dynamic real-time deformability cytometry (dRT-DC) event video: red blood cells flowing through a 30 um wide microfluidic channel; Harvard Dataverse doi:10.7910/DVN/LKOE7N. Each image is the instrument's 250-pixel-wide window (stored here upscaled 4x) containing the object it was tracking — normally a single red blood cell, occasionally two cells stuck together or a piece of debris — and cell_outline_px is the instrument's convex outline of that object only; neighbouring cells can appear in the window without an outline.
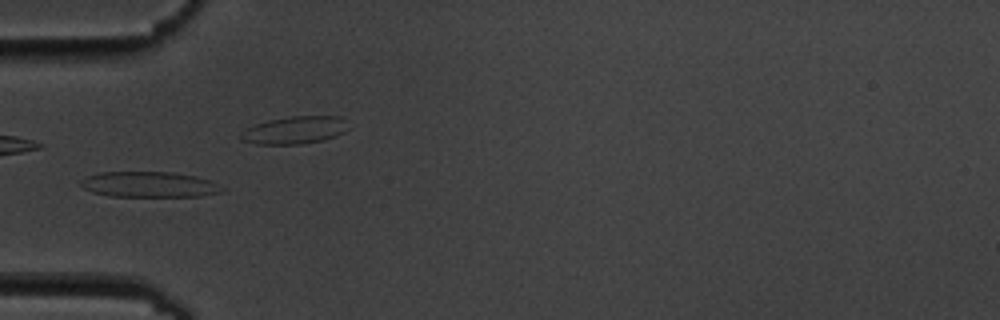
{"species": "common noctule bat (a hibernating species)", "species_latin": "Nyctalus noctula", "temperature_condition": "cold", "stored_images_in_passage": 10, "camera_frame_rate_fps": 3000, "um_per_image_px": 0.085, "animal": {"sex": "male", "body_mass_g": 19.5, "forearm_length_mm": 54.6}, "frame": {"image": 1, "passage_image": 6, "time_ms": 5.667, "image_size_px": [1000, 320], "cell_outline_px": [[228, 188], [224, 192], [200, 196], [108, 196], [92, 192], [84, 188], [80, 184], [80, 180], [88, 176], [100, 172], [172, 172], [196, 176], [208, 180]], "centroid_in_image_um": [12.72, 15.68], "position_along_channel_um": 72.3, "area_um2": 21.15}}
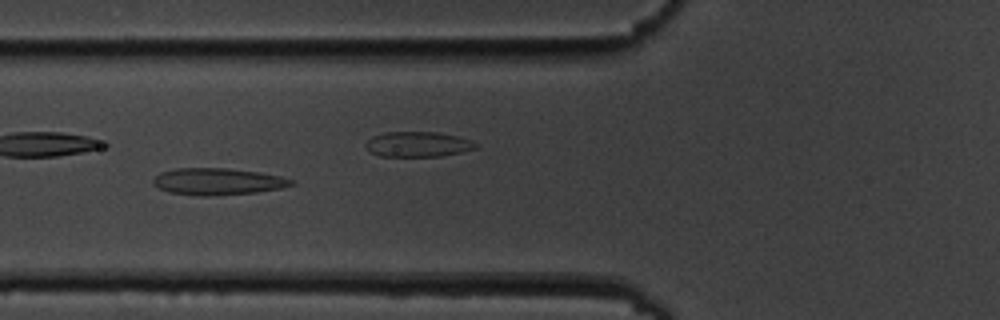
{"frame": {"image": 2, "passage_image": 7, "time_ms": 6.667, "image_size_px": [1000, 320], "cell_outline_px": [[296, 184], [280, 188], [256, 192], [208, 196], [196, 196], [172, 192], [160, 188], [152, 184], [152, 180], [160, 172], [176, 168], [228, 168], [260, 172], [280, 176], [296, 180]], "centroid_in_image_um": [18.53, 15.42], "position_along_channel_um": 107.3, "area_um2": 21.62}}
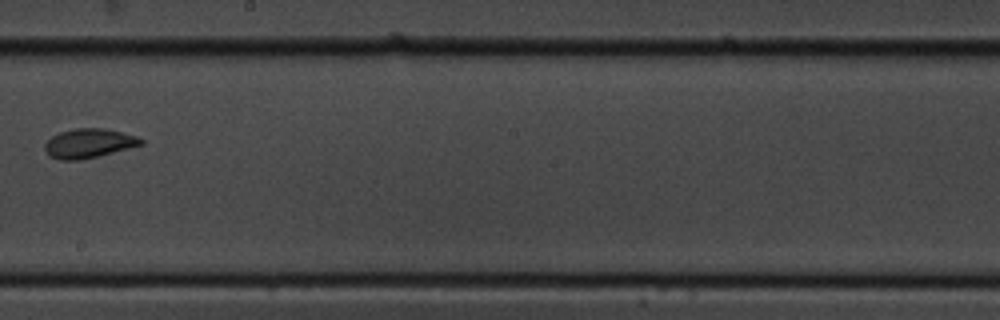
{"frame": {"image": 3, "passage_image": 10, "time_ms": 11.0, "image_size_px": [1000, 320], "cell_outline_px": [[144, 144], [96, 156], [76, 160], [60, 160], [48, 156], [44, 148], [44, 144], [52, 136], [60, 132], [76, 128], [104, 128], [136, 136], [144, 140]], "centroid_in_image_um": [7.51, 12.18], "position_along_channel_um": 240.7, "area_um2": 16.18}}